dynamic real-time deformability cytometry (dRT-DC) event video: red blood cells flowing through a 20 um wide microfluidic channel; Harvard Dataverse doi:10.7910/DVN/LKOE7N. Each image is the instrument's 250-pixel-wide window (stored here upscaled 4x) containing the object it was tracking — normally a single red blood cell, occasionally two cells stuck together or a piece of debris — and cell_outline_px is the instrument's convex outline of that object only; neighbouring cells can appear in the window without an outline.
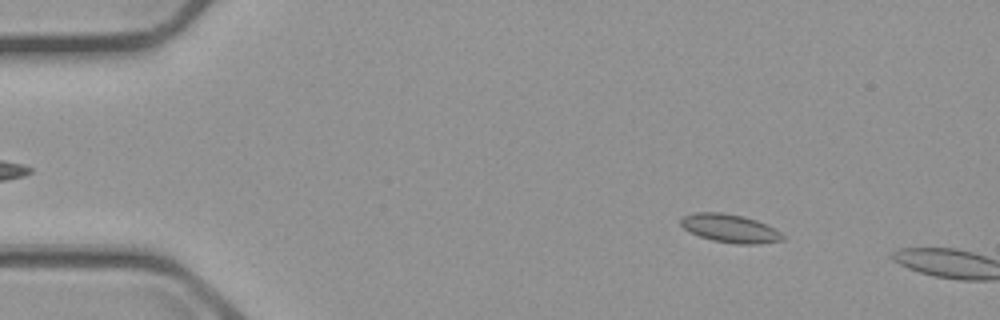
{"species": "common noctule bat (a hibernating species)", "species_latin": "Nyctalus noctula", "temperature_condition": "cold", "stored_images_in_passage": 4, "camera_frame_rate_fps": 3000, "um_per_image_px": 0.085, "animal": {"sex": "male", "body_mass_g": 23.1, "forearm_length_mm": 52.7}, "frame": {"image": 1, "passage_image": 1, "time_ms": 0.0, "image_size_px": [1000, 320], "cell_outline_px": [[784, 240], [760, 244], [736, 244], [712, 240], [700, 236], [684, 228], [680, 224], [680, 220], [684, 216], [696, 212], [720, 212], [744, 216], [756, 220], [780, 232], [784, 236]], "centroid_in_image_um": [62.05, 19.41], "position_along_channel_um": 22.9, "area_um2": 16.65}}